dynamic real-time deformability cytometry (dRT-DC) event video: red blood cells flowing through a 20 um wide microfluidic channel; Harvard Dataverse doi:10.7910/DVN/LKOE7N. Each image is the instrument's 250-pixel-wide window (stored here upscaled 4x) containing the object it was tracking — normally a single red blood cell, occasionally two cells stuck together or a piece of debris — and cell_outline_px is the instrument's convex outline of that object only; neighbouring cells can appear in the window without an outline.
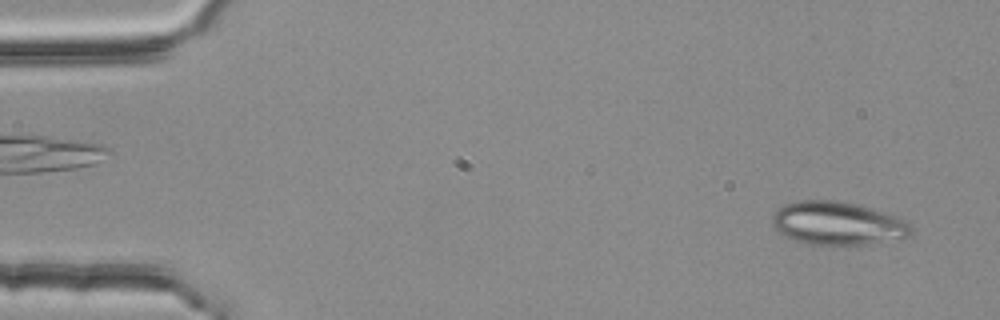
{"species": "common noctule bat (a hibernating species)", "species_latin": "Nyctalus noctula", "temperature_condition": "room temperature", "stored_images_in_passage": 51, "camera_frame_rate_fps": 3000, "um_per_image_px": 0.085, "animal": {"sex": "female", "body_mass_g": 25.1}, "frame": {"image": 1, "passage_image": 1, "time_ms": 0.0, "image_size_px": [1000, 320], "cell_outline_px": [[912, 232], [908, 236], [844, 248], [812, 244], [796, 240], [784, 236], [772, 224], [772, 216], [776, 208], [784, 204], [800, 200], [836, 200], [860, 204], [896, 216], [904, 220], [912, 228]], "centroid_in_image_um": [71.16, 18.99], "position_along_channel_um": 13.8, "area_um2": 35.49}}
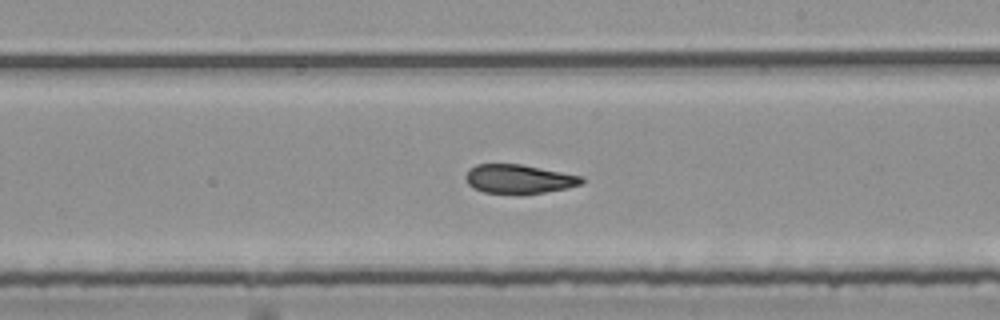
{"frame": {"image": 2, "passage_image": 29, "time_ms": 9.333, "image_size_px": [1000, 320], "cell_outline_px": [[584, 184], [568, 188], [520, 196], [516, 196], [484, 192], [468, 184], [464, 176], [468, 168], [476, 164], [520, 164], [584, 176]], "centroid_in_image_um": [44.12, 15.24], "position_along_channel_um": 244.9, "area_um2": 20.23}}
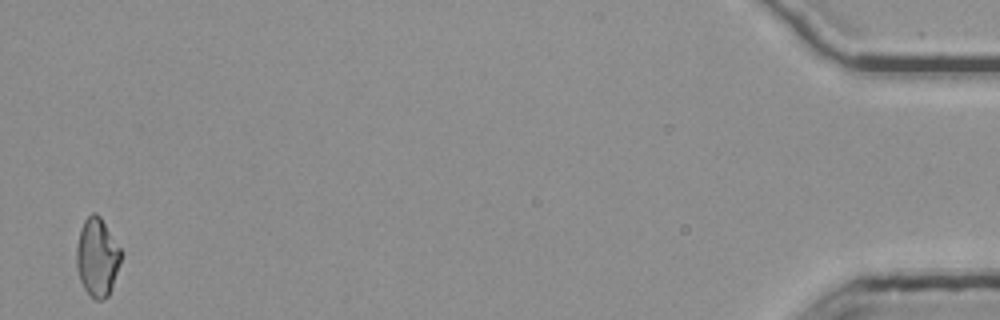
{"frame": {"image": 3, "passage_image": 51, "time_ms": 16.667, "image_size_px": [1000, 320], "cell_outline_px": [[124, 252], [112, 288], [108, 296], [104, 300], [96, 300], [84, 288], [80, 280], [76, 264], [76, 248], [80, 228], [84, 220], [92, 212], [96, 212], [100, 216]], "centroid_in_image_um": [8.29, 21.85], "position_along_channel_um": 426.9, "area_um2": 20.63}, "authors_computed_cell_mechanics": {"area_um2": 20.6346, "velocity_mm_per_s": 3.7618, "shape_relaxation_time_tau1_ms": null, "shape_relaxation_time_tau2_ms": 3.181, "deformation_change_tau1": null, "deformation_change_tau2": 0.0953}}